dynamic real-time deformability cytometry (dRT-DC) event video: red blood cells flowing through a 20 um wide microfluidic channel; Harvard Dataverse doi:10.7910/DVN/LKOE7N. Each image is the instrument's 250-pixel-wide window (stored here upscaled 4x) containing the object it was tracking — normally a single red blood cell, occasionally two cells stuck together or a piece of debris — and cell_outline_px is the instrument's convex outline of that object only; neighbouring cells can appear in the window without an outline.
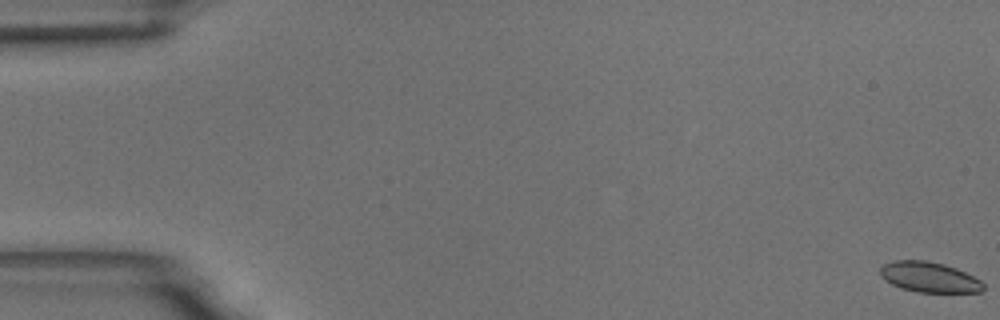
{"species": "common noctule bat (a hibernating species)", "species_latin": "Nyctalus noctula", "temperature_condition": "room temperature", "stored_images_in_passage": 10, "camera_frame_rate_fps": 3000, "um_per_image_px": 0.085, "animal": {"sex": "male", "body_mass_g": 18.8}, "frame": {"image": 1, "passage_image": 1, "time_ms": 0.0, "image_size_px": [1000, 320], "cell_outline_px": [[984, 288], [980, 292], [916, 292], [900, 288], [884, 280], [880, 276], [880, 268], [884, 264], [892, 260], [924, 260], [944, 264], [956, 268], [980, 280], [984, 284]], "centroid_in_image_um": [78.95, 23.55], "position_along_channel_um": 6.1, "area_um2": 18.26}}